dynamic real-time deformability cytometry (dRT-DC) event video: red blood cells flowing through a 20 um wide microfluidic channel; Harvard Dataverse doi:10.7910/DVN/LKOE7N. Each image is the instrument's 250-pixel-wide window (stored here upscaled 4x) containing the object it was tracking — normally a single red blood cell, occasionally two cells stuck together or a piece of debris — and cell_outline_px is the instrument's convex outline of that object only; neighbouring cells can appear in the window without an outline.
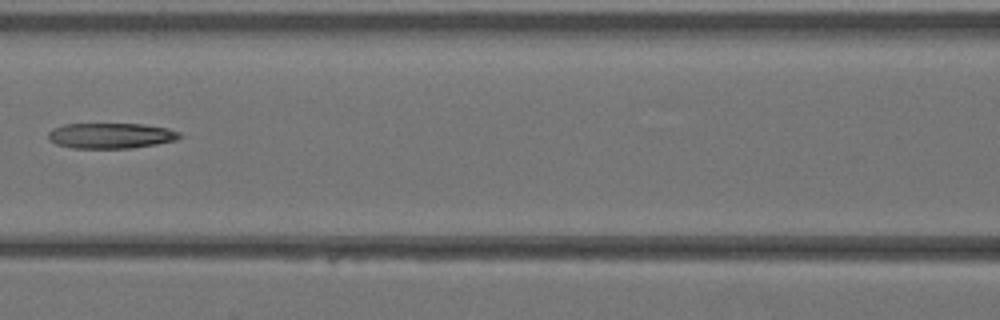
{"species": "Egyptian fruit bat (a non-hibernating species)", "species_latin": "Rousettus aegyptiacus", "temperature_condition": "warm", "stored_images_in_passage": 40, "camera_frame_rate_fps": 3000, "um_per_image_px": 0.085, "animal": {"sex": "female"}, "frame": {"image": 1, "passage_image": 18, "time_ms": 5.667, "image_size_px": [1000, 320], "cell_outline_px": [[184, 136], [176, 140], [156, 144], [132, 148], [72, 148], [56, 144], [48, 136], [48, 132], [52, 128], [64, 124], [144, 124], [168, 128], [180, 132]], "centroid_in_image_um": [9.46, 11.53], "position_along_channel_um": 157.1, "area_um2": 19.59}}